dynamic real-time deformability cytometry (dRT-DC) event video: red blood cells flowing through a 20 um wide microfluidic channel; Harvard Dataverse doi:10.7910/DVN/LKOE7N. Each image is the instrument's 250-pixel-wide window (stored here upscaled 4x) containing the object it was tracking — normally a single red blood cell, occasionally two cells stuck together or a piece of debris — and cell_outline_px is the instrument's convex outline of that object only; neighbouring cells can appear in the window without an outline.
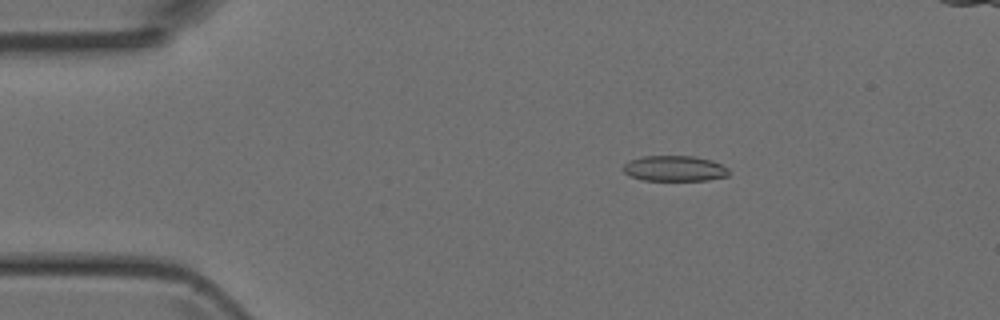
{"species": "Egyptian fruit bat (a non-hibernating species)", "species_latin": "Rousettus aegyptiacus", "temperature_condition": "room temperature", "stored_images_in_passage": 47, "segment_of_instrument_passage": [1, 2], "camera_frame_rate_fps": 3000, "um_per_image_px": 0.085, "animal": {"sex": "female"}, "frame": {"image": 1, "passage_image": 5, "time_ms": 1.333, "image_size_px": [1000, 320], "cell_outline_px": [[728, 176], [708, 180], [644, 180], [632, 176], [624, 172], [624, 164], [632, 160], [644, 156], [696, 156], [712, 160], [728, 168]], "centroid_in_image_um": [57.38, 14.32], "position_along_channel_um": 27.6, "area_um2": 15.55}}
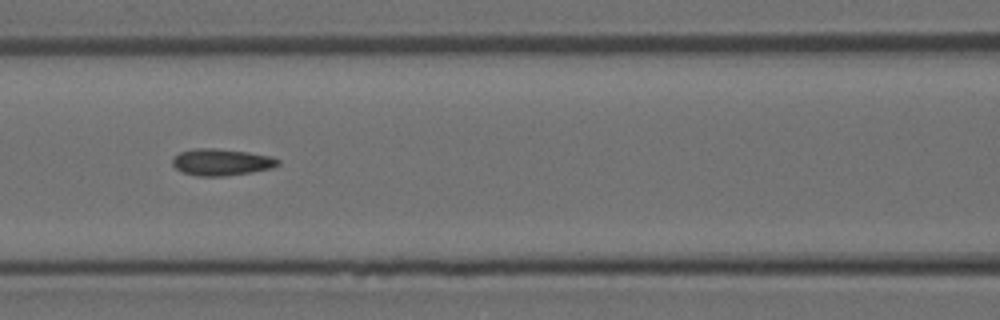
{"frame": {"image": 2, "passage_image": 18, "time_ms": 5.667, "image_size_px": [1000, 320], "cell_outline_px": [[280, 164], [272, 168], [252, 172], [224, 176], [196, 176], [180, 172], [172, 164], [172, 160], [180, 152], [196, 148], [212, 148], [248, 152], [268, 156], [280, 160]], "centroid_in_image_um": [18.8, 13.79], "position_along_channel_um": 147.8, "area_um2": 16.36}}
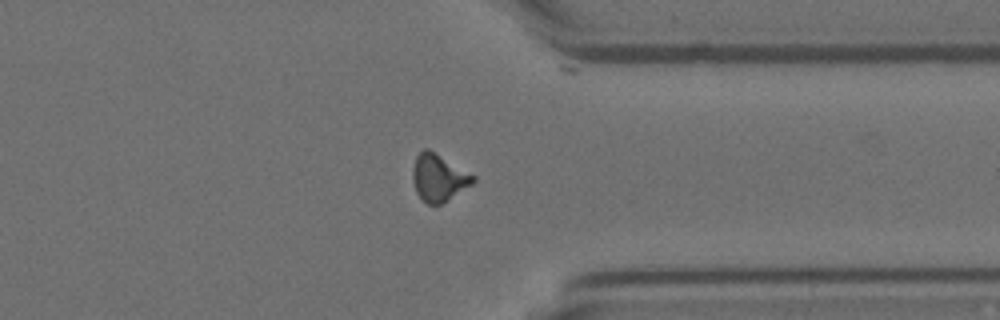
{"frame": {"image": 3, "passage_image": 35, "time_ms": 11.333, "image_size_px": [1000, 320], "cell_outline_px": [[476, 180], [472, 184], [440, 204], [428, 204], [416, 192], [412, 180], [412, 168], [416, 156], [424, 148], [428, 148], [476, 176]], "centroid_in_image_um": [37.27, 15.08], "position_along_channel_um": 374.1, "area_um2": 16.42}}